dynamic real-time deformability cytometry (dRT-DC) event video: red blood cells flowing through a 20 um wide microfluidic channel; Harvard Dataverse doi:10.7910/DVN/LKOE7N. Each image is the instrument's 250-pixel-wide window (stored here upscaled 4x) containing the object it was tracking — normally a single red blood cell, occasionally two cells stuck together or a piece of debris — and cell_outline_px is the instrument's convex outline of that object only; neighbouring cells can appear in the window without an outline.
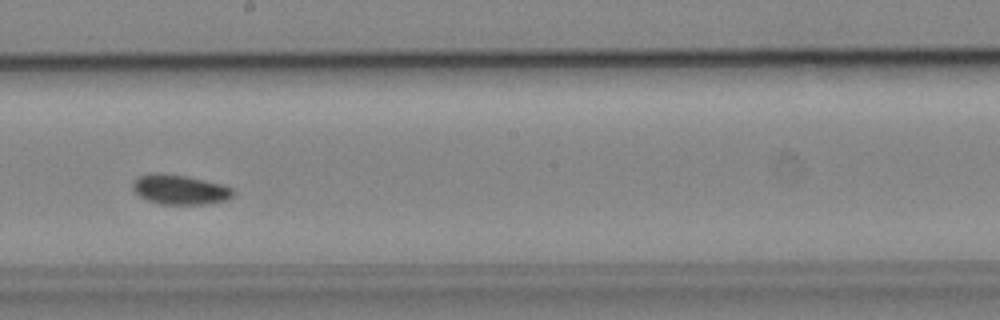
{"species": "common noctule bat (a hibernating species)", "species_latin": "Nyctalus noctula", "temperature_condition": "cold", "stored_images_in_passage": 7, "camera_frame_rate_fps": 3000, "um_per_image_px": 0.085, "animal": {"sex": "male", "body_mass_g": 19.2, "forearm_length_mm": 51.8}, "frame": {"image": 1, "passage_image": 5, "time_ms": 4.667, "image_size_px": [1000, 320], "cell_outline_px": [[236, 192], [232, 196], [224, 200], [204, 204], [160, 204], [148, 200], [140, 196], [132, 188], [132, 180], [140, 176], [184, 176], [204, 180], [220, 184], [232, 188]], "centroid_in_image_um": [15.32, 16.16], "position_along_channel_um": 232.9, "area_um2": 16.53}}
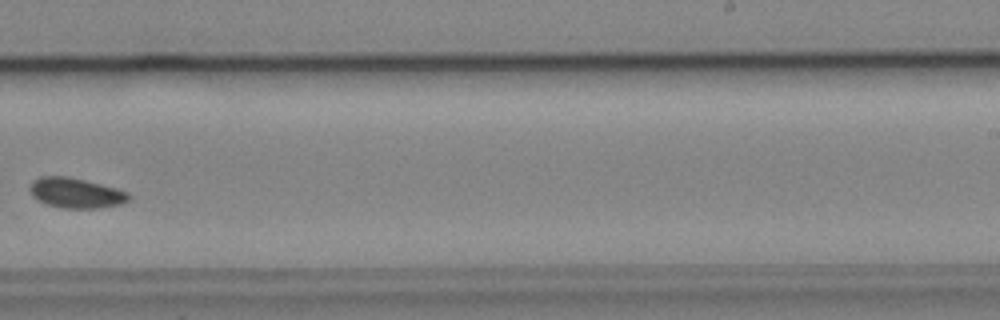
{"frame": {"image": 2, "passage_image": 6, "time_ms": 6.0, "image_size_px": [1000, 320], "cell_outline_px": [[128, 200], [120, 204], [96, 208], [60, 208], [48, 204], [32, 196], [28, 188], [32, 180], [40, 176], [68, 176], [116, 188], [128, 192]], "centroid_in_image_um": [6.39, 16.39], "position_along_channel_um": 282.6, "area_um2": 17.22}}